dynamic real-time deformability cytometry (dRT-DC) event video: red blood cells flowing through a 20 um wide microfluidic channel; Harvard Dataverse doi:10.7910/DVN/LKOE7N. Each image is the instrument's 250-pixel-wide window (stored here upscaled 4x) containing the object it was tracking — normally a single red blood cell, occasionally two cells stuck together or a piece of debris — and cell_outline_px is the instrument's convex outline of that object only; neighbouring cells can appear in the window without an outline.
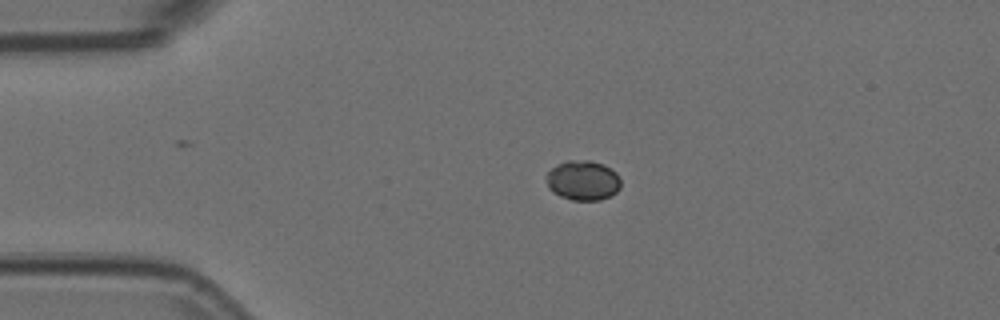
{"species": "Egyptian fruit bat (a non-hibernating species)", "species_latin": "Rousettus aegyptiacus", "temperature_condition": "room temperature", "stored_images_in_passage": 44, "camera_frame_rate_fps": 3000, "um_per_image_px": 0.085, "animal": {"sex": "female"}, "frame": {"image": 1, "passage_image": 1, "time_ms": 0.0, "image_size_px": [1000, 320], "cell_outline_px": [[620, 188], [616, 192], [600, 200], [572, 200], [560, 196], [552, 192], [548, 188], [544, 176], [556, 164], [568, 160], [588, 160], [604, 164], [616, 172], [620, 180]], "centroid_in_image_um": [49.51, 15.32], "position_along_channel_um": 35.5, "area_um2": 17.46}}
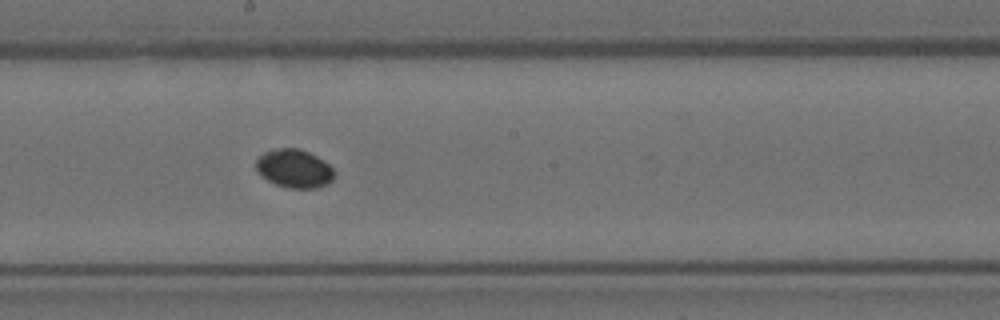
{"frame": {"image": 2, "passage_image": 19, "time_ms": 6.0, "image_size_px": [1000, 320], "cell_outline_px": [[336, 176], [328, 184], [316, 188], [288, 188], [276, 184], [268, 180], [256, 168], [256, 160], [264, 152], [280, 148], [300, 148], [316, 156], [328, 164], [336, 172]], "centroid_in_image_um": [25.05, 14.33], "position_along_channel_um": 223.1, "area_um2": 17.4}}
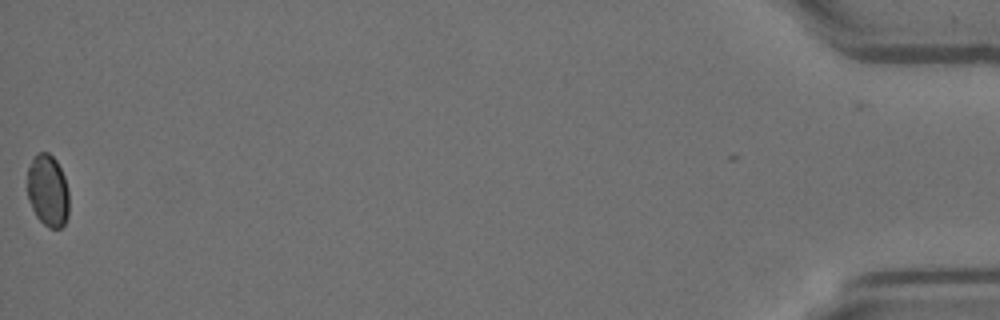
{"frame": {"image": 3, "passage_image": 44, "time_ms": 14.333, "image_size_px": [1000, 320], "cell_outline_px": [[68, 216], [64, 224], [60, 228], [48, 228], [36, 216], [32, 208], [28, 196], [28, 168], [36, 152], [48, 152], [56, 160], [64, 176], [68, 192]], "centroid_in_image_um": [4.07, 16.2], "position_along_channel_um": 431.1, "area_um2": 17.4}}